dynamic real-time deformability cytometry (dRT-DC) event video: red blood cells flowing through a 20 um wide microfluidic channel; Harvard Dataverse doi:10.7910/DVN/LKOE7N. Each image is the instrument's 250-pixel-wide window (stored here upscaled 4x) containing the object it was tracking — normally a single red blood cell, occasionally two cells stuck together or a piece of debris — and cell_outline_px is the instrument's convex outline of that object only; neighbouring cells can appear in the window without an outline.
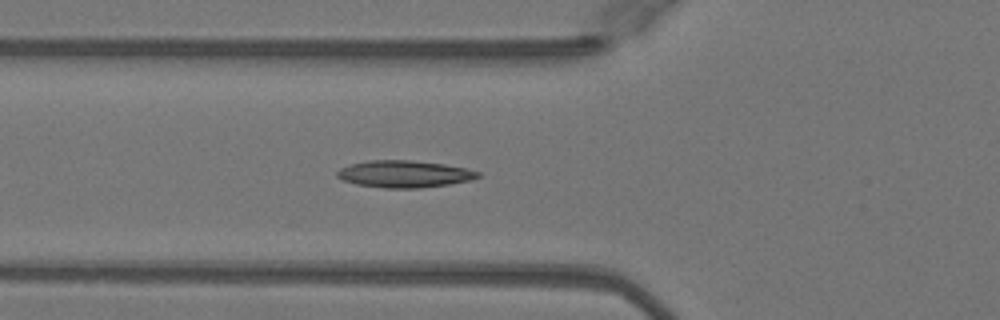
{"species": "Egyptian fruit bat (a non-hibernating species)", "species_latin": "Rousettus aegyptiacus", "temperature_condition": "warm", "stored_images_in_passage": 39, "camera_frame_rate_fps": 3000, "um_per_image_px": 0.085, "animal": {"sex": "female"}, "frame": {"image": 1, "passage_image": 7, "time_ms": 2.0, "image_size_px": [1000, 320], "cell_outline_px": [[480, 176], [472, 180], [448, 184], [420, 188], [384, 188], [356, 184], [344, 180], [336, 176], [336, 172], [340, 168], [352, 164], [368, 160], [412, 160], [444, 164], [464, 168], [480, 172]], "centroid_in_image_um": [34.36, 14.79], "position_along_channel_um": 91.4, "area_um2": 22.08}}
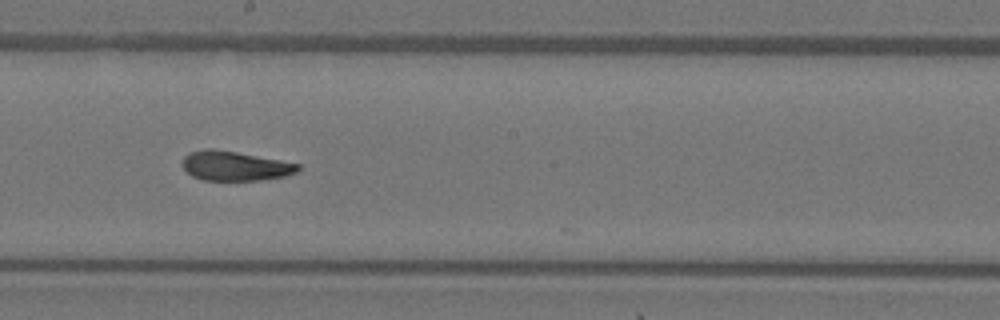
{"frame": {"image": 2, "passage_image": 17, "time_ms": 5.333, "image_size_px": [1000, 320], "cell_outline_px": [[300, 168], [296, 172], [284, 176], [260, 180], [204, 180], [192, 176], [184, 168], [184, 156], [188, 152], [204, 148], [212, 148], [236, 152], [280, 160], [300, 164]], "centroid_in_image_um": [19.96, 14.09], "position_along_channel_um": 228.2, "area_um2": 19.71}}
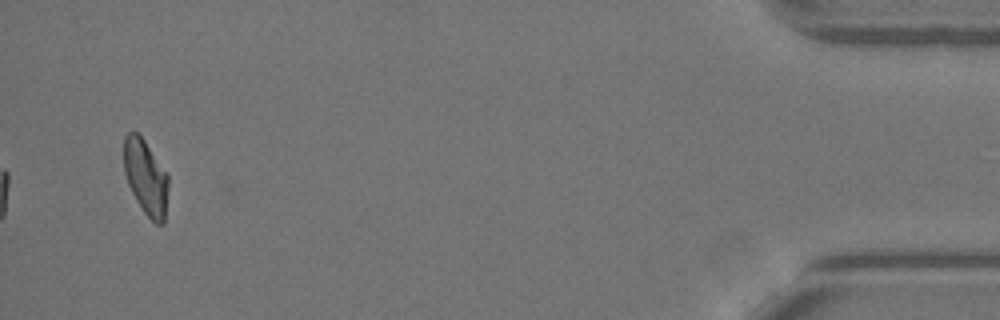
{"frame": {"image": 3, "passage_image": 37, "time_ms": 12.0, "image_size_px": [1000, 320], "cell_outline_px": [[168, 188], [164, 224], [156, 224], [144, 212], [136, 200], [128, 184], [124, 172], [124, 136], [128, 132], [136, 132], [144, 140], [168, 172]], "centroid_in_image_um": [12.4, 15.06], "position_along_channel_um": 422.8, "area_um2": 19.54}, "authors_computed_cell_mechanics": {"area_um2": 20.6924, "velocity_mm_per_s": 4.0709, "shape_relaxation_time_tau1_ms": 6.608, "shape_relaxation_time_tau2_ms": 1.8558, "deformation_change_tau1": 0.2012, "deformation_change_tau2": 0.0853}}